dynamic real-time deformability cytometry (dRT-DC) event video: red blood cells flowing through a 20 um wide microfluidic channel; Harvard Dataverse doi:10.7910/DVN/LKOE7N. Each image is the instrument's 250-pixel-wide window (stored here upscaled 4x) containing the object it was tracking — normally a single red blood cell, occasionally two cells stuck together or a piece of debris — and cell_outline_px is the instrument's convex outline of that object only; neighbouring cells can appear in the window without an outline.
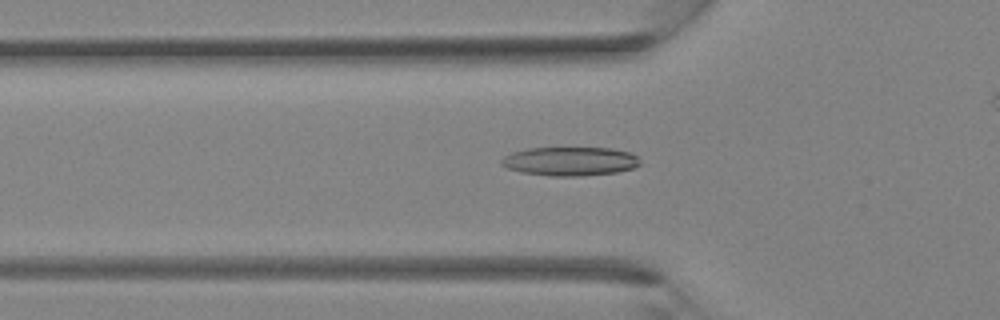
{"species": "Egyptian fruit bat (a non-hibernating species)", "species_latin": "Rousettus aegyptiacus", "temperature_condition": "room temperature", "stored_images_in_passage": 32, "camera_frame_rate_fps": 3000, "um_per_image_px": 0.085, "animal": {"sex": "female"}, "frame": {"image": 1, "passage_image": 12, "time_ms": 3.667, "image_size_px": [1000, 320], "cell_outline_px": [[640, 164], [632, 168], [616, 172], [584, 176], [552, 176], [520, 172], [508, 168], [500, 164], [500, 160], [504, 156], [512, 152], [528, 148], [612, 148], [632, 152], [640, 156]], "centroid_in_image_um": [48.48, 13.7], "position_along_channel_um": 77.3, "area_um2": 23.52}}
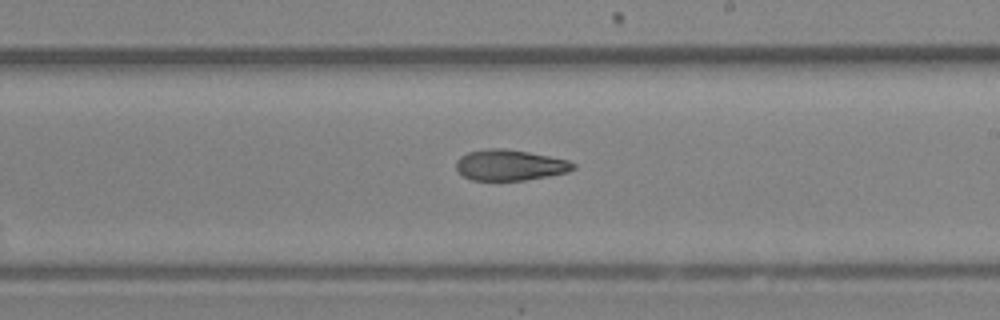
{"frame": {"image": 2, "passage_image": 21, "time_ms": 6.667, "image_size_px": [1000, 320], "cell_outline_px": [[576, 168], [568, 172], [548, 176], [524, 180], [472, 180], [464, 176], [456, 168], [456, 160], [460, 156], [468, 152], [488, 148], [500, 148], [528, 152], [568, 160], [576, 164]], "centroid_in_image_um": [43.34, 14.03], "position_along_channel_um": 245.7, "area_um2": 20.92}}
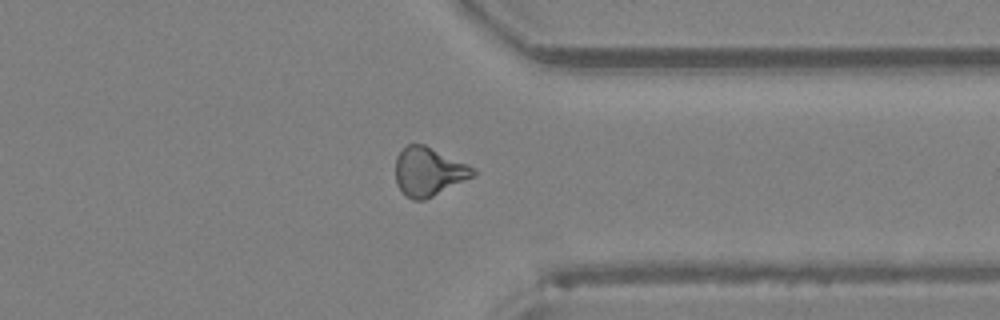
{"frame": {"image": 3, "passage_image": 28, "time_ms": 9.0, "image_size_px": [1000, 320], "cell_outline_px": [[476, 172], [472, 176], [424, 200], [412, 200], [404, 196], [396, 184], [396, 156], [408, 144], [424, 144], [468, 164], [476, 168]], "centroid_in_image_um": [36.4, 14.59], "position_along_channel_um": 375.0, "area_um2": 21.79}}